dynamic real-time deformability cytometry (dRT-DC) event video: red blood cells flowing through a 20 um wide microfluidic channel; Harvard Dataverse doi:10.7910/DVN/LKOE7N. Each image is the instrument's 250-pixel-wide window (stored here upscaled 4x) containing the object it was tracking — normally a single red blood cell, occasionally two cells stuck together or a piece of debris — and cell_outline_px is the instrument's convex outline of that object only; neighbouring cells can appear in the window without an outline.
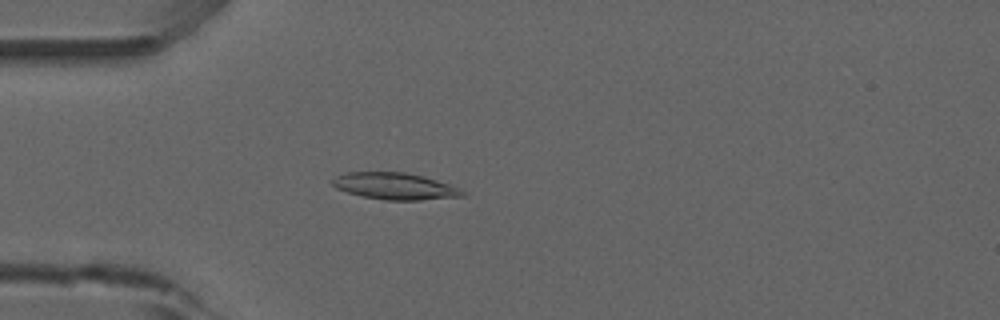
{"species": "common noctule bat (a hibernating species)", "species_latin": "Nyctalus noctula", "temperature_condition": "room temperature", "stored_images_in_passage": 53, "camera_frame_rate_fps": 3000, "um_per_image_px": 0.085, "animal": {"sex": "male", "forearm_length_mm": 52.5}, "frame": {"image": 1, "passage_image": 15, "time_ms": 4.667, "image_size_px": [1000, 320], "cell_outline_px": [[468, 196], [420, 200], [384, 200], [364, 196], [348, 192], [336, 188], [332, 184], [332, 180], [336, 176], [348, 172], [404, 172], [424, 176], [448, 184], [468, 192]], "centroid_in_image_um": [33.62, 15.83], "position_along_channel_um": 51.4, "area_um2": 20.23}}
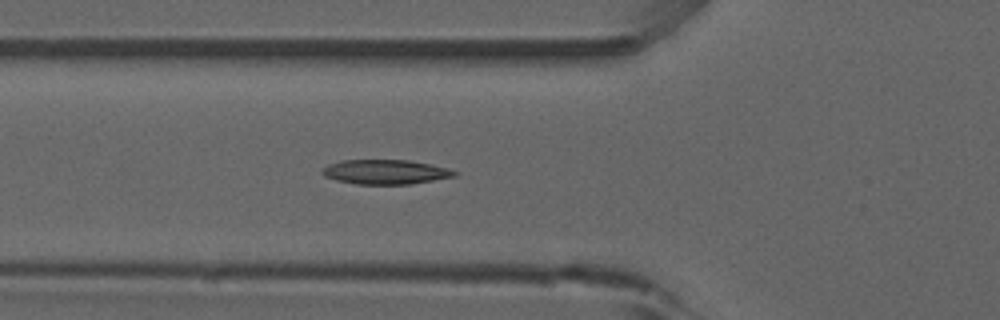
{"frame": {"image": 2, "passage_image": 19, "time_ms": 6.0, "image_size_px": [1000, 320], "cell_outline_px": [[460, 172], [456, 176], [412, 184], [356, 184], [336, 180], [324, 176], [320, 172], [320, 168], [328, 164], [340, 160], [408, 160], [448, 168]], "centroid_in_image_um": [32.73, 14.61], "position_along_channel_um": 93.1, "area_um2": 19.07}}
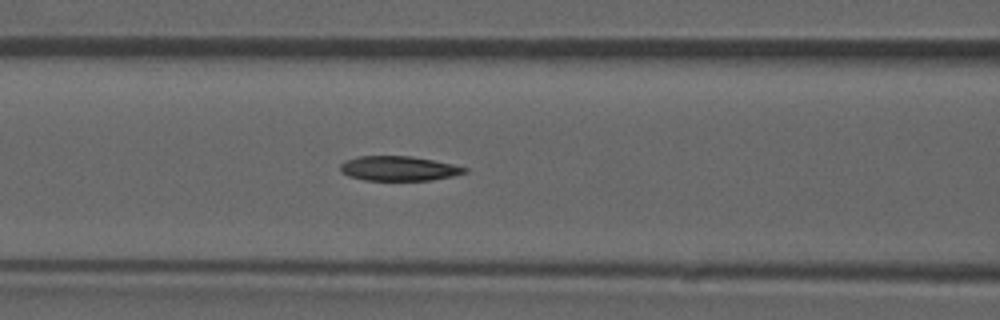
{"frame": {"image": 3, "passage_image": 22, "time_ms": 7.0, "image_size_px": [1000, 320], "cell_outline_px": [[468, 172], [452, 176], [428, 180], [364, 180], [348, 176], [340, 172], [340, 164], [344, 160], [356, 156], [412, 156], [452, 164], [468, 168]], "centroid_in_image_um": [33.84, 14.31], "position_along_channel_um": 132.8, "area_um2": 17.92}, "authors_computed_cell_mechanics": {"area_um2": 18.8428, "velocity_mm_per_s": 3.9078, "shape_relaxation_time_tau1_ms": null, "shape_relaxation_time_tau2_ms": 5.9275, "deformation_change_tau1": null, "deformation_change_tau2": 0.1413}}